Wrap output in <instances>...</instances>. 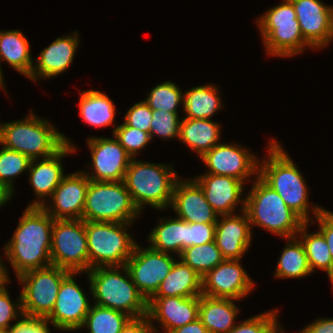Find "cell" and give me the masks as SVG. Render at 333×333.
I'll return each mask as SVG.
<instances>
[{
	"label": "cell",
	"instance_id": "obj_17",
	"mask_svg": "<svg viewBox=\"0 0 333 333\" xmlns=\"http://www.w3.org/2000/svg\"><path fill=\"white\" fill-rule=\"evenodd\" d=\"M304 40L312 49L327 47L333 40V7L321 0H290Z\"/></svg>",
	"mask_w": 333,
	"mask_h": 333
},
{
	"label": "cell",
	"instance_id": "obj_35",
	"mask_svg": "<svg viewBox=\"0 0 333 333\" xmlns=\"http://www.w3.org/2000/svg\"><path fill=\"white\" fill-rule=\"evenodd\" d=\"M178 258L201 276L225 260L215 241L188 247L182 251Z\"/></svg>",
	"mask_w": 333,
	"mask_h": 333
},
{
	"label": "cell",
	"instance_id": "obj_29",
	"mask_svg": "<svg viewBox=\"0 0 333 333\" xmlns=\"http://www.w3.org/2000/svg\"><path fill=\"white\" fill-rule=\"evenodd\" d=\"M79 114L88 125L102 128L114 125L116 108L108 95L90 89L80 92Z\"/></svg>",
	"mask_w": 333,
	"mask_h": 333
},
{
	"label": "cell",
	"instance_id": "obj_40",
	"mask_svg": "<svg viewBox=\"0 0 333 333\" xmlns=\"http://www.w3.org/2000/svg\"><path fill=\"white\" fill-rule=\"evenodd\" d=\"M112 131L113 136L132 158L151 142L148 132L127 126L125 123L114 127Z\"/></svg>",
	"mask_w": 333,
	"mask_h": 333
},
{
	"label": "cell",
	"instance_id": "obj_23",
	"mask_svg": "<svg viewBox=\"0 0 333 333\" xmlns=\"http://www.w3.org/2000/svg\"><path fill=\"white\" fill-rule=\"evenodd\" d=\"M220 219V220H219ZM245 211L221 215L215 229V242L225 260H241L251 246L252 231Z\"/></svg>",
	"mask_w": 333,
	"mask_h": 333
},
{
	"label": "cell",
	"instance_id": "obj_16",
	"mask_svg": "<svg viewBox=\"0 0 333 333\" xmlns=\"http://www.w3.org/2000/svg\"><path fill=\"white\" fill-rule=\"evenodd\" d=\"M241 260H224L202 276V295L240 300L254 289Z\"/></svg>",
	"mask_w": 333,
	"mask_h": 333
},
{
	"label": "cell",
	"instance_id": "obj_15",
	"mask_svg": "<svg viewBox=\"0 0 333 333\" xmlns=\"http://www.w3.org/2000/svg\"><path fill=\"white\" fill-rule=\"evenodd\" d=\"M106 137H90L87 146L91 153L92 172L84 174L92 181H122L132 157L118 140Z\"/></svg>",
	"mask_w": 333,
	"mask_h": 333
},
{
	"label": "cell",
	"instance_id": "obj_13",
	"mask_svg": "<svg viewBox=\"0 0 333 333\" xmlns=\"http://www.w3.org/2000/svg\"><path fill=\"white\" fill-rule=\"evenodd\" d=\"M78 272H71L61 283L55 305L45 318L58 330L74 331L81 329L91 304L85 292L75 281Z\"/></svg>",
	"mask_w": 333,
	"mask_h": 333
},
{
	"label": "cell",
	"instance_id": "obj_51",
	"mask_svg": "<svg viewBox=\"0 0 333 333\" xmlns=\"http://www.w3.org/2000/svg\"><path fill=\"white\" fill-rule=\"evenodd\" d=\"M0 89L4 90V92L6 91L4 85H0Z\"/></svg>",
	"mask_w": 333,
	"mask_h": 333
},
{
	"label": "cell",
	"instance_id": "obj_46",
	"mask_svg": "<svg viewBox=\"0 0 333 333\" xmlns=\"http://www.w3.org/2000/svg\"><path fill=\"white\" fill-rule=\"evenodd\" d=\"M120 333H155L147 315L130 318Z\"/></svg>",
	"mask_w": 333,
	"mask_h": 333
},
{
	"label": "cell",
	"instance_id": "obj_34",
	"mask_svg": "<svg viewBox=\"0 0 333 333\" xmlns=\"http://www.w3.org/2000/svg\"><path fill=\"white\" fill-rule=\"evenodd\" d=\"M131 317L123 312L92 304L82 328L89 333H120Z\"/></svg>",
	"mask_w": 333,
	"mask_h": 333
},
{
	"label": "cell",
	"instance_id": "obj_7",
	"mask_svg": "<svg viewBox=\"0 0 333 333\" xmlns=\"http://www.w3.org/2000/svg\"><path fill=\"white\" fill-rule=\"evenodd\" d=\"M265 51L269 56L292 57L312 48L303 38L290 0H283L257 18Z\"/></svg>",
	"mask_w": 333,
	"mask_h": 333
},
{
	"label": "cell",
	"instance_id": "obj_47",
	"mask_svg": "<svg viewBox=\"0 0 333 333\" xmlns=\"http://www.w3.org/2000/svg\"><path fill=\"white\" fill-rule=\"evenodd\" d=\"M300 333H333V318H318L305 326Z\"/></svg>",
	"mask_w": 333,
	"mask_h": 333
},
{
	"label": "cell",
	"instance_id": "obj_39",
	"mask_svg": "<svg viewBox=\"0 0 333 333\" xmlns=\"http://www.w3.org/2000/svg\"><path fill=\"white\" fill-rule=\"evenodd\" d=\"M181 118L179 113H171L165 110H152V120L149 135L151 140L154 135L164 140L179 139Z\"/></svg>",
	"mask_w": 333,
	"mask_h": 333
},
{
	"label": "cell",
	"instance_id": "obj_3",
	"mask_svg": "<svg viewBox=\"0 0 333 333\" xmlns=\"http://www.w3.org/2000/svg\"><path fill=\"white\" fill-rule=\"evenodd\" d=\"M23 119L0 124V145L17 151L32 159L47 158L58 152L65 144L74 146L48 120L29 111Z\"/></svg>",
	"mask_w": 333,
	"mask_h": 333
},
{
	"label": "cell",
	"instance_id": "obj_9",
	"mask_svg": "<svg viewBox=\"0 0 333 333\" xmlns=\"http://www.w3.org/2000/svg\"><path fill=\"white\" fill-rule=\"evenodd\" d=\"M131 224L85 221L89 270L126 265L137 244L126 231Z\"/></svg>",
	"mask_w": 333,
	"mask_h": 333
},
{
	"label": "cell",
	"instance_id": "obj_27",
	"mask_svg": "<svg viewBox=\"0 0 333 333\" xmlns=\"http://www.w3.org/2000/svg\"><path fill=\"white\" fill-rule=\"evenodd\" d=\"M221 125L212 119L182 118L180 122L179 141L195 151L201 158L215 145L219 144Z\"/></svg>",
	"mask_w": 333,
	"mask_h": 333
},
{
	"label": "cell",
	"instance_id": "obj_1",
	"mask_svg": "<svg viewBox=\"0 0 333 333\" xmlns=\"http://www.w3.org/2000/svg\"><path fill=\"white\" fill-rule=\"evenodd\" d=\"M4 254L16 278L29 270L51 263V238L54 218L42 207H26Z\"/></svg>",
	"mask_w": 333,
	"mask_h": 333
},
{
	"label": "cell",
	"instance_id": "obj_25",
	"mask_svg": "<svg viewBox=\"0 0 333 333\" xmlns=\"http://www.w3.org/2000/svg\"><path fill=\"white\" fill-rule=\"evenodd\" d=\"M237 300L200 295L199 316L209 333H229L236 325Z\"/></svg>",
	"mask_w": 333,
	"mask_h": 333
},
{
	"label": "cell",
	"instance_id": "obj_22",
	"mask_svg": "<svg viewBox=\"0 0 333 333\" xmlns=\"http://www.w3.org/2000/svg\"><path fill=\"white\" fill-rule=\"evenodd\" d=\"M194 180L202 188L206 200L219 215L235 214L236 205L241 207L240 213L245 210V197L242 198L244 182L231 176L213 175L204 173Z\"/></svg>",
	"mask_w": 333,
	"mask_h": 333
},
{
	"label": "cell",
	"instance_id": "obj_28",
	"mask_svg": "<svg viewBox=\"0 0 333 333\" xmlns=\"http://www.w3.org/2000/svg\"><path fill=\"white\" fill-rule=\"evenodd\" d=\"M202 295V276L181 259L175 261L171 271L152 297H193Z\"/></svg>",
	"mask_w": 333,
	"mask_h": 333
},
{
	"label": "cell",
	"instance_id": "obj_14",
	"mask_svg": "<svg viewBox=\"0 0 333 333\" xmlns=\"http://www.w3.org/2000/svg\"><path fill=\"white\" fill-rule=\"evenodd\" d=\"M200 159L209 169L208 174L231 176L244 183L258 176L259 158L235 143L220 142Z\"/></svg>",
	"mask_w": 333,
	"mask_h": 333
},
{
	"label": "cell",
	"instance_id": "obj_37",
	"mask_svg": "<svg viewBox=\"0 0 333 333\" xmlns=\"http://www.w3.org/2000/svg\"><path fill=\"white\" fill-rule=\"evenodd\" d=\"M31 159L14 150L2 146L0 150V183L9 191L14 192L15 177L28 171Z\"/></svg>",
	"mask_w": 333,
	"mask_h": 333
},
{
	"label": "cell",
	"instance_id": "obj_30",
	"mask_svg": "<svg viewBox=\"0 0 333 333\" xmlns=\"http://www.w3.org/2000/svg\"><path fill=\"white\" fill-rule=\"evenodd\" d=\"M219 87L206 84L193 87L184 93V118L211 119L223 106Z\"/></svg>",
	"mask_w": 333,
	"mask_h": 333
},
{
	"label": "cell",
	"instance_id": "obj_12",
	"mask_svg": "<svg viewBox=\"0 0 333 333\" xmlns=\"http://www.w3.org/2000/svg\"><path fill=\"white\" fill-rule=\"evenodd\" d=\"M175 261L171 254L153 250L149 246L141 248L137 243L125 266L133 283L148 301L159 289Z\"/></svg>",
	"mask_w": 333,
	"mask_h": 333
},
{
	"label": "cell",
	"instance_id": "obj_45",
	"mask_svg": "<svg viewBox=\"0 0 333 333\" xmlns=\"http://www.w3.org/2000/svg\"><path fill=\"white\" fill-rule=\"evenodd\" d=\"M315 218L318 222V230L325 237L333 259V212L323 208Z\"/></svg>",
	"mask_w": 333,
	"mask_h": 333
},
{
	"label": "cell",
	"instance_id": "obj_38",
	"mask_svg": "<svg viewBox=\"0 0 333 333\" xmlns=\"http://www.w3.org/2000/svg\"><path fill=\"white\" fill-rule=\"evenodd\" d=\"M280 325L278 310L273 309L237 323L229 333H280Z\"/></svg>",
	"mask_w": 333,
	"mask_h": 333
},
{
	"label": "cell",
	"instance_id": "obj_44",
	"mask_svg": "<svg viewBox=\"0 0 333 333\" xmlns=\"http://www.w3.org/2000/svg\"><path fill=\"white\" fill-rule=\"evenodd\" d=\"M50 324L45 319L23 318L20 322L14 323L8 333H51L48 326Z\"/></svg>",
	"mask_w": 333,
	"mask_h": 333
},
{
	"label": "cell",
	"instance_id": "obj_21",
	"mask_svg": "<svg viewBox=\"0 0 333 333\" xmlns=\"http://www.w3.org/2000/svg\"><path fill=\"white\" fill-rule=\"evenodd\" d=\"M170 208L187 223H217L219 217L194 179H178Z\"/></svg>",
	"mask_w": 333,
	"mask_h": 333
},
{
	"label": "cell",
	"instance_id": "obj_42",
	"mask_svg": "<svg viewBox=\"0 0 333 333\" xmlns=\"http://www.w3.org/2000/svg\"><path fill=\"white\" fill-rule=\"evenodd\" d=\"M216 223H187L185 221V249L215 241Z\"/></svg>",
	"mask_w": 333,
	"mask_h": 333
},
{
	"label": "cell",
	"instance_id": "obj_33",
	"mask_svg": "<svg viewBox=\"0 0 333 333\" xmlns=\"http://www.w3.org/2000/svg\"><path fill=\"white\" fill-rule=\"evenodd\" d=\"M276 265V278H302L312 274L303 244L298 237L287 238Z\"/></svg>",
	"mask_w": 333,
	"mask_h": 333
},
{
	"label": "cell",
	"instance_id": "obj_41",
	"mask_svg": "<svg viewBox=\"0 0 333 333\" xmlns=\"http://www.w3.org/2000/svg\"><path fill=\"white\" fill-rule=\"evenodd\" d=\"M23 318L21 293L17 302H12L8 290L0 292V331H8L14 326L10 322L13 320L20 322Z\"/></svg>",
	"mask_w": 333,
	"mask_h": 333
},
{
	"label": "cell",
	"instance_id": "obj_48",
	"mask_svg": "<svg viewBox=\"0 0 333 333\" xmlns=\"http://www.w3.org/2000/svg\"><path fill=\"white\" fill-rule=\"evenodd\" d=\"M169 333H209V332L198 318L182 327L170 331Z\"/></svg>",
	"mask_w": 333,
	"mask_h": 333
},
{
	"label": "cell",
	"instance_id": "obj_8",
	"mask_svg": "<svg viewBox=\"0 0 333 333\" xmlns=\"http://www.w3.org/2000/svg\"><path fill=\"white\" fill-rule=\"evenodd\" d=\"M140 213L123 180H90L86 192L82 220L133 223Z\"/></svg>",
	"mask_w": 333,
	"mask_h": 333
},
{
	"label": "cell",
	"instance_id": "obj_19",
	"mask_svg": "<svg viewBox=\"0 0 333 333\" xmlns=\"http://www.w3.org/2000/svg\"><path fill=\"white\" fill-rule=\"evenodd\" d=\"M89 182L83 171L65 175L42 208L54 219H82Z\"/></svg>",
	"mask_w": 333,
	"mask_h": 333
},
{
	"label": "cell",
	"instance_id": "obj_26",
	"mask_svg": "<svg viewBox=\"0 0 333 333\" xmlns=\"http://www.w3.org/2000/svg\"><path fill=\"white\" fill-rule=\"evenodd\" d=\"M5 60L18 73L29 77L33 67L29 41L20 30L0 31V85H4L1 61Z\"/></svg>",
	"mask_w": 333,
	"mask_h": 333
},
{
	"label": "cell",
	"instance_id": "obj_20",
	"mask_svg": "<svg viewBox=\"0 0 333 333\" xmlns=\"http://www.w3.org/2000/svg\"><path fill=\"white\" fill-rule=\"evenodd\" d=\"M76 150L75 146L65 144L50 157L31 160L28 177L37 200H33L27 207H43L46 204L45 201L51 198L65 176L61 159L73 154Z\"/></svg>",
	"mask_w": 333,
	"mask_h": 333
},
{
	"label": "cell",
	"instance_id": "obj_10",
	"mask_svg": "<svg viewBox=\"0 0 333 333\" xmlns=\"http://www.w3.org/2000/svg\"><path fill=\"white\" fill-rule=\"evenodd\" d=\"M71 271L50 265L32 269L17 277L23 284L22 310L25 318L45 319L52 311L62 281Z\"/></svg>",
	"mask_w": 333,
	"mask_h": 333
},
{
	"label": "cell",
	"instance_id": "obj_18",
	"mask_svg": "<svg viewBox=\"0 0 333 333\" xmlns=\"http://www.w3.org/2000/svg\"><path fill=\"white\" fill-rule=\"evenodd\" d=\"M199 305L200 296L151 297L147 304V316L155 333H158V330L153 324L154 321L163 327L164 333H169L198 319Z\"/></svg>",
	"mask_w": 333,
	"mask_h": 333
},
{
	"label": "cell",
	"instance_id": "obj_32",
	"mask_svg": "<svg viewBox=\"0 0 333 333\" xmlns=\"http://www.w3.org/2000/svg\"><path fill=\"white\" fill-rule=\"evenodd\" d=\"M308 225L305 222L296 237L301 238L299 240L303 244L311 272H315L316 268L325 271L333 285V259L327 241L319 230H317L318 232L308 233L306 231Z\"/></svg>",
	"mask_w": 333,
	"mask_h": 333
},
{
	"label": "cell",
	"instance_id": "obj_2",
	"mask_svg": "<svg viewBox=\"0 0 333 333\" xmlns=\"http://www.w3.org/2000/svg\"><path fill=\"white\" fill-rule=\"evenodd\" d=\"M267 149L268 158L259 161L258 176L275 190L304 222L314 224L310 213L315 219L323 208L316 204L310 207L309 191L303 174L277 140L270 139Z\"/></svg>",
	"mask_w": 333,
	"mask_h": 333
},
{
	"label": "cell",
	"instance_id": "obj_4",
	"mask_svg": "<svg viewBox=\"0 0 333 333\" xmlns=\"http://www.w3.org/2000/svg\"><path fill=\"white\" fill-rule=\"evenodd\" d=\"M86 273L94 304L123 312L131 318L147 315L148 301L133 283L126 266L96 267Z\"/></svg>",
	"mask_w": 333,
	"mask_h": 333
},
{
	"label": "cell",
	"instance_id": "obj_31",
	"mask_svg": "<svg viewBox=\"0 0 333 333\" xmlns=\"http://www.w3.org/2000/svg\"><path fill=\"white\" fill-rule=\"evenodd\" d=\"M163 219H159L160 223L148 234L149 247L179 257L185 249V221L178 217Z\"/></svg>",
	"mask_w": 333,
	"mask_h": 333
},
{
	"label": "cell",
	"instance_id": "obj_5",
	"mask_svg": "<svg viewBox=\"0 0 333 333\" xmlns=\"http://www.w3.org/2000/svg\"><path fill=\"white\" fill-rule=\"evenodd\" d=\"M178 179L171 165L132 158L123 182L140 212L145 205L162 211L170 207Z\"/></svg>",
	"mask_w": 333,
	"mask_h": 333
},
{
	"label": "cell",
	"instance_id": "obj_43",
	"mask_svg": "<svg viewBox=\"0 0 333 333\" xmlns=\"http://www.w3.org/2000/svg\"><path fill=\"white\" fill-rule=\"evenodd\" d=\"M152 120V109L143 100L131 106L124 116V123L127 126L140 129L143 132L150 131Z\"/></svg>",
	"mask_w": 333,
	"mask_h": 333
},
{
	"label": "cell",
	"instance_id": "obj_36",
	"mask_svg": "<svg viewBox=\"0 0 333 333\" xmlns=\"http://www.w3.org/2000/svg\"><path fill=\"white\" fill-rule=\"evenodd\" d=\"M147 95L148 97L144 101L152 110L178 113V105L180 106L181 104L183 110L184 93L176 83L170 80L156 85Z\"/></svg>",
	"mask_w": 333,
	"mask_h": 333
},
{
	"label": "cell",
	"instance_id": "obj_49",
	"mask_svg": "<svg viewBox=\"0 0 333 333\" xmlns=\"http://www.w3.org/2000/svg\"><path fill=\"white\" fill-rule=\"evenodd\" d=\"M0 258V292H3L7 290L6 285L10 282L8 273L7 271L8 268H6V264H3V261Z\"/></svg>",
	"mask_w": 333,
	"mask_h": 333
},
{
	"label": "cell",
	"instance_id": "obj_6",
	"mask_svg": "<svg viewBox=\"0 0 333 333\" xmlns=\"http://www.w3.org/2000/svg\"><path fill=\"white\" fill-rule=\"evenodd\" d=\"M252 184L245 196L244 210L251 228L255 225L286 239L296 237L305 222L259 176Z\"/></svg>",
	"mask_w": 333,
	"mask_h": 333
},
{
	"label": "cell",
	"instance_id": "obj_24",
	"mask_svg": "<svg viewBox=\"0 0 333 333\" xmlns=\"http://www.w3.org/2000/svg\"><path fill=\"white\" fill-rule=\"evenodd\" d=\"M79 34L58 37L49 46L44 48L33 62L30 76L31 81L56 77L69 68L72 64L77 48H79Z\"/></svg>",
	"mask_w": 333,
	"mask_h": 333
},
{
	"label": "cell",
	"instance_id": "obj_11",
	"mask_svg": "<svg viewBox=\"0 0 333 333\" xmlns=\"http://www.w3.org/2000/svg\"><path fill=\"white\" fill-rule=\"evenodd\" d=\"M52 265L71 272L89 271V255L85 221L54 219L51 238Z\"/></svg>",
	"mask_w": 333,
	"mask_h": 333
},
{
	"label": "cell",
	"instance_id": "obj_50",
	"mask_svg": "<svg viewBox=\"0 0 333 333\" xmlns=\"http://www.w3.org/2000/svg\"><path fill=\"white\" fill-rule=\"evenodd\" d=\"M14 193L9 191L3 184L0 183V207L7 204V202L10 200Z\"/></svg>",
	"mask_w": 333,
	"mask_h": 333
}]
</instances>
